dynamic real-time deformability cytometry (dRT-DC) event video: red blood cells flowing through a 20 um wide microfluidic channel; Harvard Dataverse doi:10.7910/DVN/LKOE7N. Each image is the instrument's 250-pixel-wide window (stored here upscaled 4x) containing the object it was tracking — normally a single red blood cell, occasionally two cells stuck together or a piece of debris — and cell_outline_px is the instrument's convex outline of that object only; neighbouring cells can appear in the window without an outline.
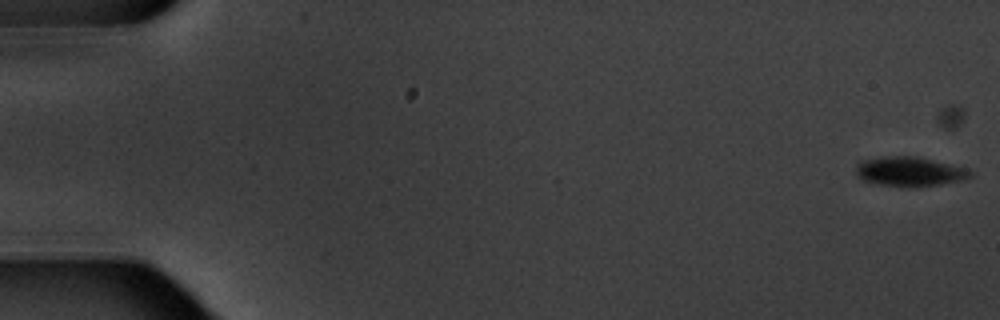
{"species": "common noctule bat (a hibernating species)", "species_latin": "Nyctalus noctula", "temperature_condition": "warm", "stored_images_in_passage": 7, "camera_frame_rate_fps": 3000, "um_per_image_px": 0.085, "animal": {"sex": "male", "body_mass_g": 20.1, "forearm_length_mm": 53.5}, "frame": {"image": 1, "passage_image": 1, "time_ms": 0.0, "image_size_px": [1000, 320], "cell_outline_px": [[976, 176], [964, 180], [916, 188], [908, 188], [876, 184], [864, 180], [856, 176], [856, 168], [864, 160], [884, 156], [920, 156], [968, 168]], "centroid_in_image_um": [77.4, 14.59], "position_along_channel_um": 7.6, "area_um2": 20.17}}
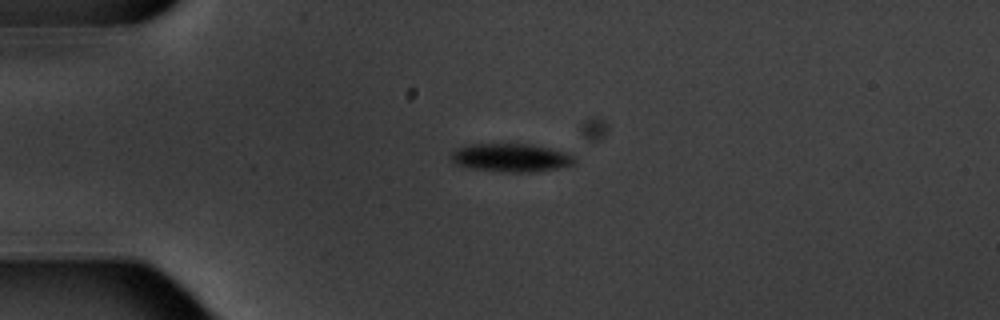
{"frame": {"image": 2, "passage_image": 5, "time_ms": 4.667, "image_size_px": [1000, 320], "cell_outline_px": [[576, 160], [572, 164], [564, 168], [528, 172], [504, 172], [472, 168], [456, 164], [448, 156], [452, 152], [460, 148], [472, 144], [528, 144], [552, 148], [564, 152], [572, 156]], "centroid_in_image_um": [43.45, 13.41], "position_along_channel_um": 41.5, "area_um2": 20.23}}